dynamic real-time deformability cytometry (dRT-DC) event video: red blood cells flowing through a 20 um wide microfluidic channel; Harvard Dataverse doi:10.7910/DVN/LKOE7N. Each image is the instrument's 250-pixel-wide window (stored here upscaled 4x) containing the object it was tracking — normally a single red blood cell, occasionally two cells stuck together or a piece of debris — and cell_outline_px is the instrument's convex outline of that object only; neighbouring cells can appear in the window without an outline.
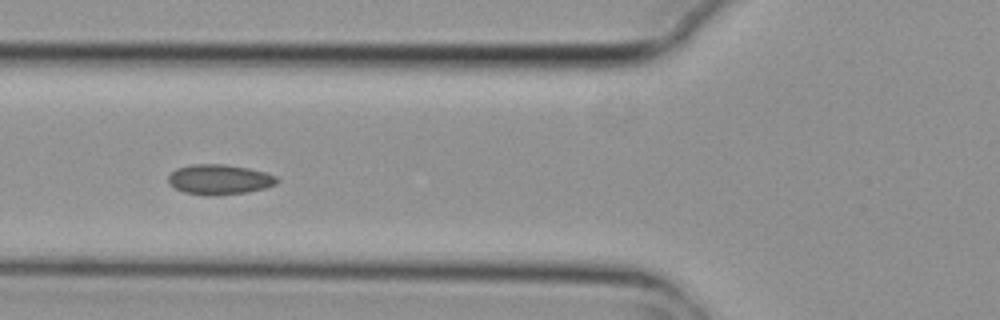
{"species": "common noctule bat (a hibernating species)", "species_latin": "Nyctalus noctula", "temperature_condition": "cold", "stored_images_in_passage": 5, "camera_frame_rate_fps": 3000, "um_per_image_px": 0.085, "animal": {"sex": "female", "body_mass_g": 29.2, "forearm_length_mm": 56.3}, "frame": {"image": 1, "passage_image": 5, "time_ms": 1.333, "image_size_px": [1000, 320], "cell_outline_px": [[280, 180], [276, 184], [264, 188], [248, 192], [216, 196], [212, 196], [184, 192], [168, 184], [168, 176], [176, 168], [192, 164], [224, 164], [248, 168], [264, 172], [276, 176]], "centroid_in_image_um": [18.64, 15.26], "position_along_channel_um": 107.2, "area_um2": 19.13}}